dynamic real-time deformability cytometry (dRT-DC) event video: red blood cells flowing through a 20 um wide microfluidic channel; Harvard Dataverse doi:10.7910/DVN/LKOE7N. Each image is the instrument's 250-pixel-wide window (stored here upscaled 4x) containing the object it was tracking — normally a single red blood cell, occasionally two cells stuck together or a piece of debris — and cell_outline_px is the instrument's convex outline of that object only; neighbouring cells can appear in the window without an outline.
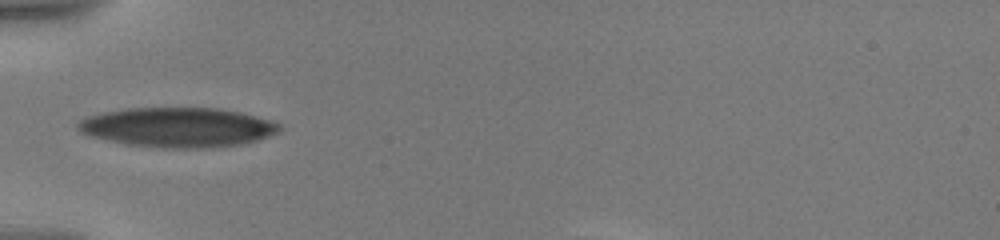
{"species": "human", "species_latin": "Homo sapiens", "temperature_condition": "warm", "stored_images_in_passage": 32, "camera_frame_rate_fps": 3000, "um_per_image_px": 0.085, "donor": {"sex": "male"}, "frame": {"image": 1, "passage_image": 7, "time_ms": 3.667, "image_size_px": [1000, 240], "cell_outline_px": [[280, 132], [256, 140], [240, 144], [200, 148], [164, 148], [128, 144], [88, 136], [80, 132], [76, 128], [76, 124], [80, 120], [88, 116], [104, 112], [124, 108], [220, 108], [240, 112], [256, 116], [280, 124]], "centroid_in_image_um": [15.07, 10.81], "position_along_channel_um": 69.9, "area_um2": 46.41}}
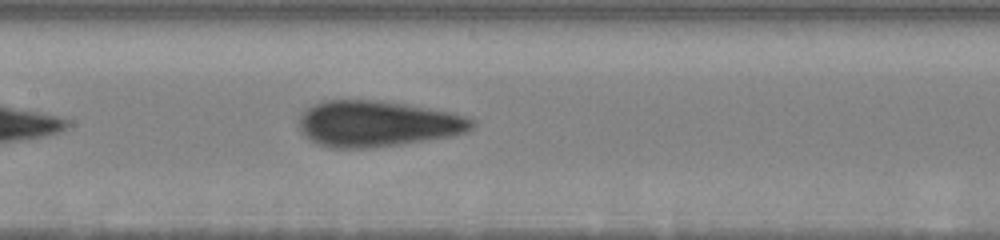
{"frame": {"image": 2, "passage_image": 12, "time_ms": 6.667, "image_size_px": [1000, 240], "cell_outline_px": [[476, 124], [472, 128], [464, 132], [448, 136], [400, 144], [364, 148], [332, 148], [320, 144], [304, 136], [300, 128], [300, 116], [312, 104], [324, 100], [376, 100], [408, 104], [452, 112], [476, 120]], "centroid_in_image_um": [32.08, 10.5], "position_along_channel_um": 175.3, "area_um2": 46.07}}
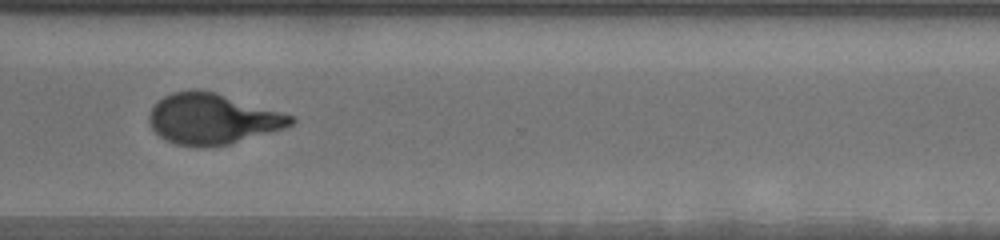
{"frame": {"image": 3, "passage_image": 31, "time_ms": 11.667, "image_size_px": [1000, 240], "cell_outline_px": [[296, 120], [292, 124], [284, 128], [228, 144], [176, 144], [160, 136], [152, 128], [148, 120], [148, 116], [152, 108], [164, 96], [172, 92], [196, 88], [216, 92], [296, 116]], "centroid_in_image_um": [18.08, 10.05], "position_along_channel_um": 352.5, "area_um2": 41.1}}